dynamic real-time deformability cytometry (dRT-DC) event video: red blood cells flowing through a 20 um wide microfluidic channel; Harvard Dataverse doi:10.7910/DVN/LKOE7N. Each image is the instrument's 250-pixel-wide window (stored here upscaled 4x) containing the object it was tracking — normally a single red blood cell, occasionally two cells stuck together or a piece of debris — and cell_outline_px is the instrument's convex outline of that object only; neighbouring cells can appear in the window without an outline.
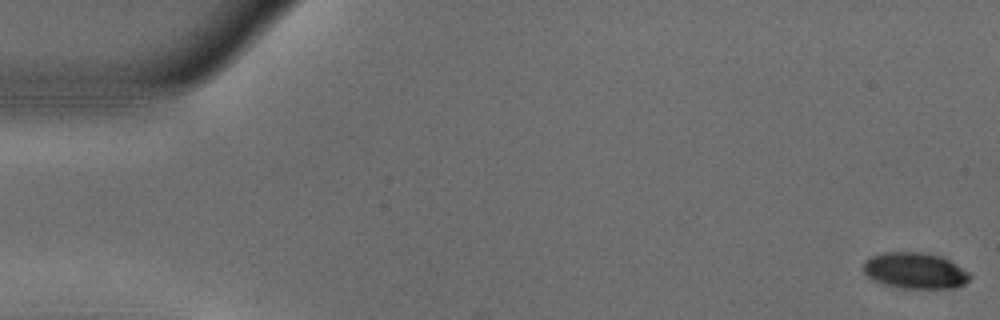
{"species": "common noctule bat (a hibernating species)", "species_latin": "Nyctalus noctula", "temperature_condition": "warm", "stored_images_in_passage": 12, "camera_frame_rate_fps": 3000, "um_per_image_px": 0.085, "animal": {"sex": "male", "body_mass_g": 18.8}, "frame": {"image": 1, "passage_image": 1, "time_ms": 0.0, "image_size_px": [1000, 320], "cell_outline_px": [[972, 276], [964, 284], [956, 288], [900, 288], [884, 284], [872, 280], [864, 272], [864, 260], [872, 256], [884, 252], [920, 252], [940, 256], [956, 264], [968, 272]], "centroid_in_image_um": [77.77, 23.01], "position_along_channel_um": 7.2, "area_um2": 22.31}}